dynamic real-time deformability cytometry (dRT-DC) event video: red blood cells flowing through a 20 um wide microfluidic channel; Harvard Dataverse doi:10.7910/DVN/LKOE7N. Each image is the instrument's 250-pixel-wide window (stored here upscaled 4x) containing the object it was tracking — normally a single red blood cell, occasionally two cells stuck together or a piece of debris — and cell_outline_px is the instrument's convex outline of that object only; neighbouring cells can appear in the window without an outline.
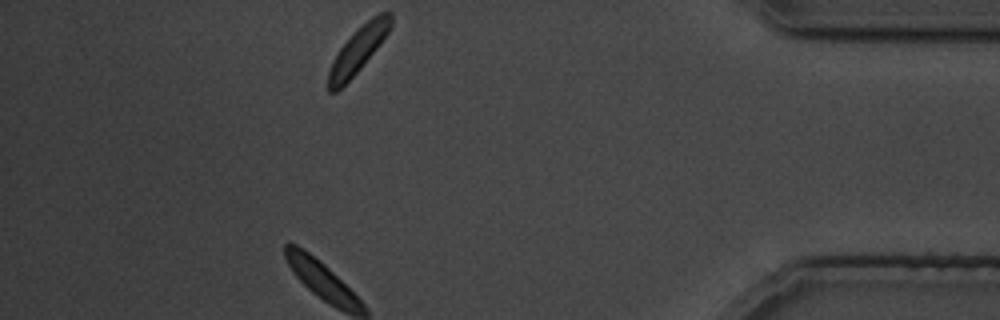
{"species": "common noctule bat (a hibernating species)", "species_latin": "Nyctalus noctula", "temperature_condition": "cold", "stored_images_in_passage": 26, "camera_frame_rate_fps": 3000, "um_per_image_px": 0.085, "animal": {"sex": "male", "body_mass_g": 19.5, "forearm_length_mm": 54.6}, "frame": {"image": 1, "passage_image": 26, "time_ms": 30.0, "image_size_px": [1000, 320], "cell_outline_px": [[392, 24], [388, 32], [380, 44], [360, 68], [336, 92], [328, 92], [328, 72], [332, 60], [340, 48], [372, 16], [380, 12], [392, 12]], "centroid_in_image_um": [30.44, 4.24], "position_along_channel_um": 404.8, "area_um2": 16.01}}